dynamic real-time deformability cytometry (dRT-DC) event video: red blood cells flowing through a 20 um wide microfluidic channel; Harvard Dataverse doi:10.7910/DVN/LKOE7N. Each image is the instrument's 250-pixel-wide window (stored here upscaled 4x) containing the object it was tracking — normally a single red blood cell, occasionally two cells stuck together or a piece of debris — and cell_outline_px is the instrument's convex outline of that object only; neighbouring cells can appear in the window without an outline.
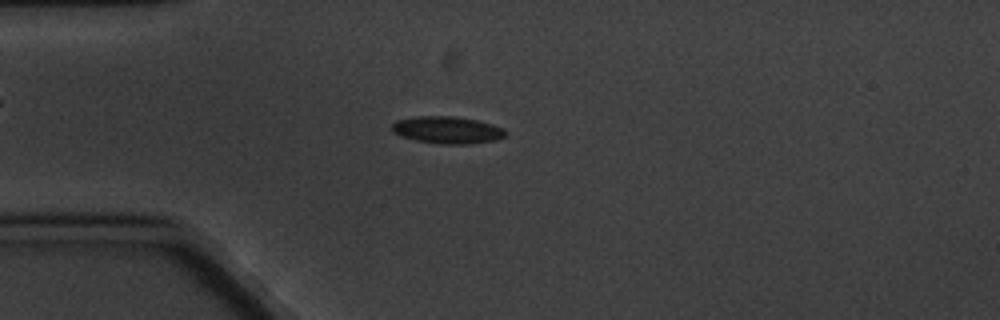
{"species": "common noctule bat (a hibernating species)", "species_latin": "Nyctalus noctula", "temperature_condition": "cold", "stored_images_in_passage": 8, "camera_frame_rate_fps": 3000, "um_per_image_px": 0.085, "animal": {"sex": "male", "body_mass_g": 20.1, "forearm_length_mm": 53.5}, "frame": {"image": 1, "passage_image": 4, "time_ms": 3.333, "image_size_px": [1000, 320], "cell_outline_px": [[508, 136], [496, 140], [468, 144], [440, 144], [416, 140], [400, 136], [392, 132], [392, 124], [396, 120], [416, 116], [452, 116], [476, 120], [492, 124], [504, 128], [508, 132]], "centroid_in_image_um": [38.04, 11.05], "position_along_channel_um": 47.0, "area_um2": 18.15}}
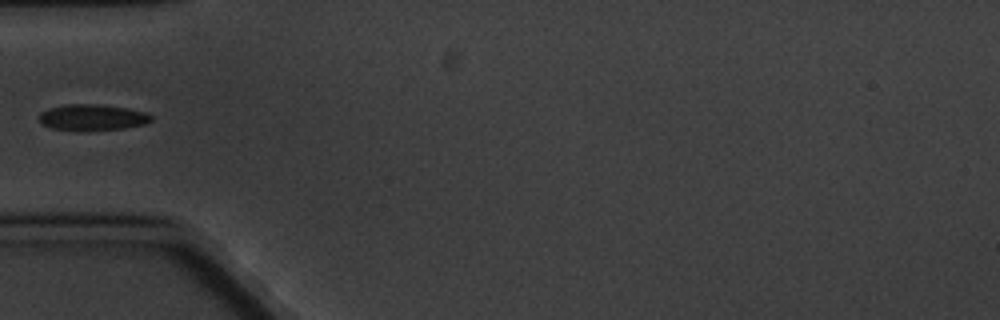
{"frame": {"image": 2, "passage_image": 5, "time_ms": 4.667, "image_size_px": [1000, 320], "cell_outline_px": [[152, 120], [144, 124], [124, 128], [52, 128], [40, 124], [40, 112], [48, 108], [64, 104], [100, 104], [128, 108], [148, 112], [152, 116]], "centroid_in_image_um": [7.87, 9.92], "position_along_channel_um": 77.1, "area_um2": 16.47}}